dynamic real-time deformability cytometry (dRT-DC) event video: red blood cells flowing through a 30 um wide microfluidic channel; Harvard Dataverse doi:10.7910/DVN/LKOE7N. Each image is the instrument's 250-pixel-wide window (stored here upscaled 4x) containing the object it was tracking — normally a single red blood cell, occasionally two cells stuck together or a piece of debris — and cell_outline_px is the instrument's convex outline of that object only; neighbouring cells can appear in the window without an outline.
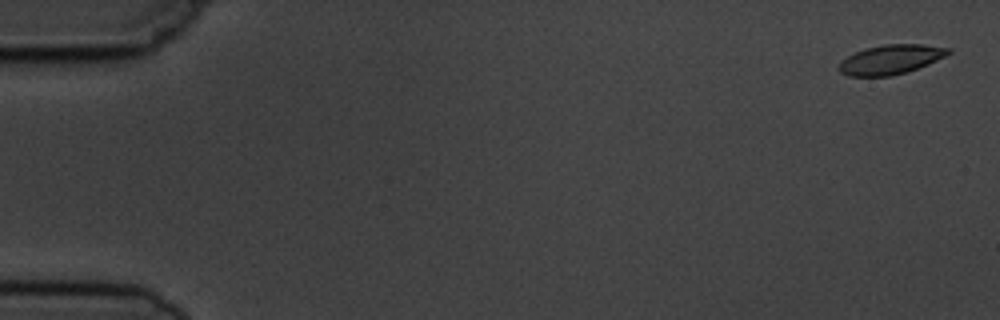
{"species": "common noctule bat (a hibernating species)", "species_latin": "Nyctalus noctula", "temperature_condition": "cold", "stored_images_in_passage": 8, "camera_frame_rate_fps": 3000, "um_per_image_px": 0.085, "animal": {"sex": "male", "body_mass_g": 19.5, "forearm_length_mm": 54.6}, "frame": {"image": 1, "passage_image": 1, "time_ms": 0.0, "image_size_px": [1000, 320], "cell_outline_px": [[952, 52], [928, 64], [908, 72], [892, 76], [848, 76], [840, 72], [836, 68], [840, 60], [864, 48], [884, 44], [924, 44], [952, 48]], "centroid_in_image_um": [75.69, 5.06], "position_along_channel_um": 9.3, "area_um2": 19.02}}
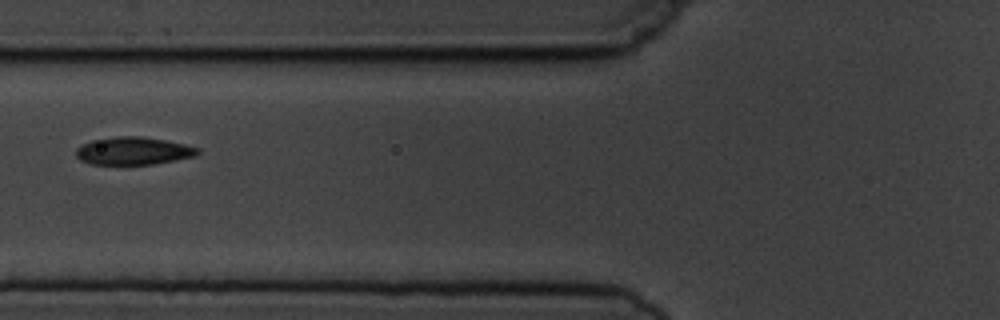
{"frame": {"image": 2, "passage_image": 6, "time_ms": 6.667, "image_size_px": [1000, 320], "cell_outline_px": [[200, 152], [196, 156], [176, 160], [152, 164], [88, 164], [80, 160], [76, 156], [76, 148], [92, 140], [116, 136], [140, 136], [164, 140], [184, 144], [200, 148]], "centroid_in_image_um": [11.34, 12.83], "position_along_channel_um": 114.5, "area_um2": 19.65}}
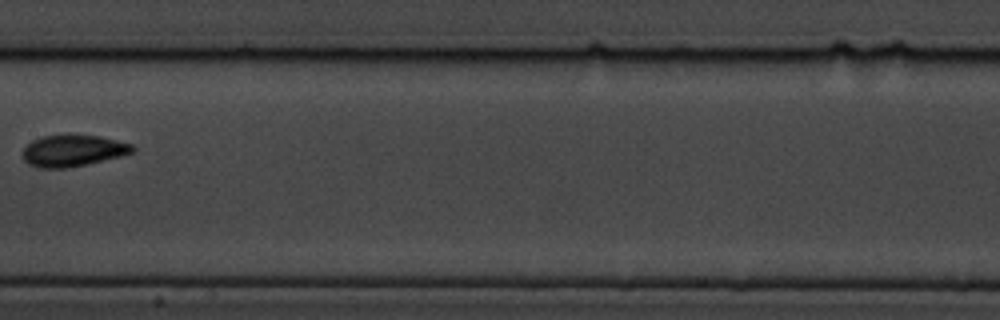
{"frame": {"image": 3, "passage_image": 8, "time_ms": 9.0, "image_size_px": [1000, 320], "cell_outline_px": [[136, 148], [132, 152], [120, 156], [68, 168], [40, 168], [28, 164], [24, 160], [24, 148], [32, 140], [40, 136], [100, 136], [132, 144]], "centroid_in_image_um": [6.19, 12.82], "position_along_channel_um": 201.2, "area_um2": 19.77}}